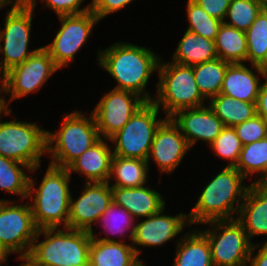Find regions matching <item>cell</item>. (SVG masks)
Segmentation results:
<instances>
[{
    "mask_svg": "<svg viewBox=\"0 0 267 266\" xmlns=\"http://www.w3.org/2000/svg\"><path fill=\"white\" fill-rule=\"evenodd\" d=\"M98 56V65L118 82L114 89L127 90L153 102L145 88L150 75L158 70L161 57L151 49L125 42L99 50Z\"/></svg>",
    "mask_w": 267,
    "mask_h": 266,
    "instance_id": "cell-1",
    "label": "cell"
},
{
    "mask_svg": "<svg viewBox=\"0 0 267 266\" xmlns=\"http://www.w3.org/2000/svg\"><path fill=\"white\" fill-rule=\"evenodd\" d=\"M244 179L235 167L226 166L204 187L196 205L188 214L189 224L236 219L232 213L238 216L249 187L244 185ZM234 203L237 204L235 207Z\"/></svg>",
    "mask_w": 267,
    "mask_h": 266,
    "instance_id": "cell-2",
    "label": "cell"
},
{
    "mask_svg": "<svg viewBox=\"0 0 267 266\" xmlns=\"http://www.w3.org/2000/svg\"><path fill=\"white\" fill-rule=\"evenodd\" d=\"M32 178L29 177L27 200H33L30 207L38 229L58 228L62 223V227L68 228L71 195L69 188L71 175L68 170L49 164L38 188L35 187Z\"/></svg>",
    "mask_w": 267,
    "mask_h": 266,
    "instance_id": "cell-3",
    "label": "cell"
},
{
    "mask_svg": "<svg viewBox=\"0 0 267 266\" xmlns=\"http://www.w3.org/2000/svg\"><path fill=\"white\" fill-rule=\"evenodd\" d=\"M42 234L45 239L38 243ZM91 240L88 231L59 227L38 229L27 257L37 266H89Z\"/></svg>",
    "mask_w": 267,
    "mask_h": 266,
    "instance_id": "cell-4",
    "label": "cell"
},
{
    "mask_svg": "<svg viewBox=\"0 0 267 266\" xmlns=\"http://www.w3.org/2000/svg\"><path fill=\"white\" fill-rule=\"evenodd\" d=\"M61 124L59 130L46 133L47 153L52 158L50 165L66 168L101 137L92 112L86 117L81 111H72Z\"/></svg>",
    "mask_w": 267,
    "mask_h": 266,
    "instance_id": "cell-5",
    "label": "cell"
},
{
    "mask_svg": "<svg viewBox=\"0 0 267 266\" xmlns=\"http://www.w3.org/2000/svg\"><path fill=\"white\" fill-rule=\"evenodd\" d=\"M161 60L157 70L160 78L157 96L153 103L160 109L162 106L166 117L181 109L204 106L206 98L195 82L193 67Z\"/></svg>",
    "mask_w": 267,
    "mask_h": 266,
    "instance_id": "cell-6",
    "label": "cell"
},
{
    "mask_svg": "<svg viewBox=\"0 0 267 266\" xmlns=\"http://www.w3.org/2000/svg\"><path fill=\"white\" fill-rule=\"evenodd\" d=\"M159 108L146 102L109 141L114 145L113 155L147 161L154 135L165 120L157 119Z\"/></svg>",
    "mask_w": 267,
    "mask_h": 266,
    "instance_id": "cell-7",
    "label": "cell"
},
{
    "mask_svg": "<svg viewBox=\"0 0 267 266\" xmlns=\"http://www.w3.org/2000/svg\"><path fill=\"white\" fill-rule=\"evenodd\" d=\"M37 123L0 118V155L28 165L40 167L41 156L47 153V131Z\"/></svg>",
    "mask_w": 267,
    "mask_h": 266,
    "instance_id": "cell-8",
    "label": "cell"
},
{
    "mask_svg": "<svg viewBox=\"0 0 267 266\" xmlns=\"http://www.w3.org/2000/svg\"><path fill=\"white\" fill-rule=\"evenodd\" d=\"M207 224L212 229L201 232L208 239L213 266H248L254 244L250 242L243 225L237 219L213 220Z\"/></svg>",
    "mask_w": 267,
    "mask_h": 266,
    "instance_id": "cell-9",
    "label": "cell"
},
{
    "mask_svg": "<svg viewBox=\"0 0 267 266\" xmlns=\"http://www.w3.org/2000/svg\"><path fill=\"white\" fill-rule=\"evenodd\" d=\"M33 12L34 8L30 5H12L7 12L4 30L0 29V53L4 57L3 61H0L1 77L38 50L27 51ZM1 42L4 44L3 47Z\"/></svg>",
    "mask_w": 267,
    "mask_h": 266,
    "instance_id": "cell-10",
    "label": "cell"
},
{
    "mask_svg": "<svg viewBox=\"0 0 267 266\" xmlns=\"http://www.w3.org/2000/svg\"><path fill=\"white\" fill-rule=\"evenodd\" d=\"M0 200V247L9 254L20 253L19 259L29 255L38 227L30 204H13Z\"/></svg>",
    "mask_w": 267,
    "mask_h": 266,
    "instance_id": "cell-11",
    "label": "cell"
},
{
    "mask_svg": "<svg viewBox=\"0 0 267 266\" xmlns=\"http://www.w3.org/2000/svg\"><path fill=\"white\" fill-rule=\"evenodd\" d=\"M58 18L61 23L60 29L54 40L43 48L55 64L62 68L74 60L76 53L84 46L99 19L91 10L81 14L62 15Z\"/></svg>",
    "mask_w": 267,
    "mask_h": 266,
    "instance_id": "cell-12",
    "label": "cell"
},
{
    "mask_svg": "<svg viewBox=\"0 0 267 266\" xmlns=\"http://www.w3.org/2000/svg\"><path fill=\"white\" fill-rule=\"evenodd\" d=\"M58 69L49 53L43 47L38 48L33 55L2 77L5 93L10 96L7 105L16 98L38 91Z\"/></svg>",
    "mask_w": 267,
    "mask_h": 266,
    "instance_id": "cell-13",
    "label": "cell"
},
{
    "mask_svg": "<svg viewBox=\"0 0 267 266\" xmlns=\"http://www.w3.org/2000/svg\"><path fill=\"white\" fill-rule=\"evenodd\" d=\"M146 102L127 90L112 89L103 95L92 112L100 137L109 140Z\"/></svg>",
    "mask_w": 267,
    "mask_h": 266,
    "instance_id": "cell-14",
    "label": "cell"
},
{
    "mask_svg": "<svg viewBox=\"0 0 267 266\" xmlns=\"http://www.w3.org/2000/svg\"><path fill=\"white\" fill-rule=\"evenodd\" d=\"M80 197L73 201L70 195L68 228L93 233V223L113 202L110 182H85Z\"/></svg>",
    "mask_w": 267,
    "mask_h": 266,
    "instance_id": "cell-15",
    "label": "cell"
},
{
    "mask_svg": "<svg viewBox=\"0 0 267 266\" xmlns=\"http://www.w3.org/2000/svg\"><path fill=\"white\" fill-rule=\"evenodd\" d=\"M190 146L179 127L170 117H166L155 132L148 157L152 158L161 174L171 173L176 169Z\"/></svg>",
    "mask_w": 267,
    "mask_h": 266,
    "instance_id": "cell-16",
    "label": "cell"
},
{
    "mask_svg": "<svg viewBox=\"0 0 267 266\" xmlns=\"http://www.w3.org/2000/svg\"><path fill=\"white\" fill-rule=\"evenodd\" d=\"M163 212L164 208L156 214L146 217V220L135 224L132 242L138 257L141 251L137 249V246L152 247L163 245L165 242L174 239L176 235H179L185 226L188 227L190 225L187 214L181 212L176 216H169L163 214Z\"/></svg>",
    "mask_w": 267,
    "mask_h": 266,
    "instance_id": "cell-17",
    "label": "cell"
},
{
    "mask_svg": "<svg viewBox=\"0 0 267 266\" xmlns=\"http://www.w3.org/2000/svg\"><path fill=\"white\" fill-rule=\"evenodd\" d=\"M170 118L179 127L190 147L197 140L211 144L225 127L213 110L205 105L178 110Z\"/></svg>",
    "mask_w": 267,
    "mask_h": 266,
    "instance_id": "cell-18",
    "label": "cell"
},
{
    "mask_svg": "<svg viewBox=\"0 0 267 266\" xmlns=\"http://www.w3.org/2000/svg\"><path fill=\"white\" fill-rule=\"evenodd\" d=\"M249 240L256 235H267V184L253 182L249 185L236 218Z\"/></svg>",
    "mask_w": 267,
    "mask_h": 266,
    "instance_id": "cell-19",
    "label": "cell"
},
{
    "mask_svg": "<svg viewBox=\"0 0 267 266\" xmlns=\"http://www.w3.org/2000/svg\"><path fill=\"white\" fill-rule=\"evenodd\" d=\"M101 138L92 147L83 152L72 161L66 169L71 175L72 172L83 174L90 182H108L111 172V161L113 150L109 144Z\"/></svg>",
    "mask_w": 267,
    "mask_h": 266,
    "instance_id": "cell-20",
    "label": "cell"
},
{
    "mask_svg": "<svg viewBox=\"0 0 267 266\" xmlns=\"http://www.w3.org/2000/svg\"><path fill=\"white\" fill-rule=\"evenodd\" d=\"M146 185L133 188L111 187L113 201L126 209L134 219L149 217L165 208L164 198Z\"/></svg>",
    "mask_w": 267,
    "mask_h": 266,
    "instance_id": "cell-21",
    "label": "cell"
},
{
    "mask_svg": "<svg viewBox=\"0 0 267 266\" xmlns=\"http://www.w3.org/2000/svg\"><path fill=\"white\" fill-rule=\"evenodd\" d=\"M89 248V266H135L139 261L132 245L93 233ZM96 238V239H95Z\"/></svg>",
    "mask_w": 267,
    "mask_h": 266,
    "instance_id": "cell-22",
    "label": "cell"
},
{
    "mask_svg": "<svg viewBox=\"0 0 267 266\" xmlns=\"http://www.w3.org/2000/svg\"><path fill=\"white\" fill-rule=\"evenodd\" d=\"M258 74L244 63L229 64L223 79L220 94L240 101L256 103L261 88Z\"/></svg>",
    "mask_w": 267,
    "mask_h": 266,
    "instance_id": "cell-23",
    "label": "cell"
},
{
    "mask_svg": "<svg viewBox=\"0 0 267 266\" xmlns=\"http://www.w3.org/2000/svg\"><path fill=\"white\" fill-rule=\"evenodd\" d=\"M172 58V62L186 66L214 60L218 58L215 41L186 30Z\"/></svg>",
    "mask_w": 267,
    "mask_h": 266,
    "instance_id": "cell-24",
    "label": "cell"
},
{
    "mask_svg": "<svg viewBox=\"0 0 267 266\" xmlns=\"http://www.w3.org/2000/svg\"><path fill=\"white\" fill-rule=\"evenodd\" d=\"M184 235L177 241L173 266H213L207 237L201 231L195 230Z\"/></svg>",
    "mask_w": 267,
    "mask_h": 266,
    "instance_id": "cell-25",
    "label": "cell"
},
{
    "mask_svg": "<svg viewBox=\"0 0 267 266\" xmlns=\"http://www.w3.org/2000/svg\"><path fill=\"white\" fill-rule=\"evenodd\" d=\"M148 165V162L142 159L113 155L108 182H111L112 178L115 183L110 187L133 188L145 185L148 180Z\"/></svg>",
    "mask_w": 267,
    "mask_h": 266,
    "instance_id": "cell-26",
    "label": "cell"
},
{
    "mask_svg": "<svg viewBox=\"0 0 267 266\" xmlns=\"http://www.w3.org/2000/svg\"><path fill=\"white\" fill-rule=\"evenodd\" d=\"M218 58L233 63L246 62V33L222 22L215 38Z\"/></svg>",
    "mask_w": 267,
    "mask_h": 266,
    "instance_id": "cell-27",
    "label": "cell"
},
{
    "mask_svg": "<svg viewBox=\"0 0 267 266\" xmlns=\"http://www.w3.org/2000/svg\"><path fill=\"white\" fill-rule=\"evenodd\" d=\"M210 99L209 107L225 127L234 128L256 115V103L240 101L223 94H218Z\"/></svg>",
    "mask_w": 267,
    "mask_h": 266,
    "instance_id": "cell-28",
    "label": "cell"
},
{
    "mask_svg": "<svg viewBox=\"0 0 267 266\" xmlns=\"http://www.w3.org/2000/svg\"><path fill=\"white\" fill-rule=\"evenodd\" d=\"M245 33L247 40L246 61H249L261 76L260 66L267 59V5Z\"/></svg>",
    "mask_w": 267,
    "mask_h": 266,
    "instance_id": "cell-29",
    "label": "cell"
},
{
    "mask_svg": "<svg viewBox=\"0 0 267 266\" xmlns=\"http://www.w3.org/2000/svg\"><path fill=\"white\" fill-rule=\"evenodd\" d=\"M230 63L220 58L193 65L195 82L200 93L207 99L220 94L223 79Z\"/></svg>",
    "mask_w": 267,
    "mask_h": 266,
    "instance_id": "cell-30",
    "label": "cell"
},
{
    "mask_svg": "<svg viewBox=\"0 0 267 266\" xmlns=\"http://www.w3.org/2000/svg\"><path fill=\"white\" fill-rule=\"evenodd\" d=\"M235 168L247 178L256 172L261 174L257 181L267 184V137L244 145ZM247 176V177H246Z\"/></svg>",
    "mask_w": 267,
    "mask_h": 266,
    "instance_id": "cell-31",
    "label": "cell"
},
{
    "mask_svg": "<svg viewBox=\"0 0 267 266\" xmlns=\"http://www.w3.org/2000/svg\"><path fill=\"white\" fill-rule=\"evenodd\" d=\"M28 172H34L38 166L30 168L28 165L14 161L12 159L5 158L0 155V188L6 192L17 194L22 197L21 199H27L29 177L26 175L25 170Z\"/></svg>",
    "mask_w": 267,
    "mask_h": 266,
    "instance_id": "cell-32",
    "label": "cell"
},
{
    "mask_svg": "<svg viewBox=\"0 0 267 266\" xmlns=\"http://www.w3.org/2000/svg\"><path fill=\"white\" fill-rule=\"evenodd\" d=\"M265 6L261 0H231L225 16L230 21L223 23L246 32Z\"/></svg>",
    "mask_w": 267,
    "mask_h": 266,
    "instance_id": "cell-33",
    "label": "cell"
},
{
    "mask_svg": "<svg viewBox=\"0 0 267 266\" xmlns=\"http://www.w3.org/2000/svg\"><path fill=\"white\" fill-rule=\"evenodd\" d=\"M186 11L189 21L187 30L215 41L222 21L211 17L193 0H188Z\"/></svg>",
    "mask_w": 267,
    "mask_h": 266,
    "instance_id": "cell-34",
    "label": "cell"
},
{
    "mask_svg": "<svg viewBox=\"0 0 267 266\" xmlns=\"http://www.w3.org/2000/svg\"><path fill=\"white\" fill-rule=\"evenodd\" d=\"M101 221L105 232H111V234H126V230L130 228L131 230L127 231H130L129 240L132 241L135 229L134 218L126 209L117 205L114 201L98 219V222L101 223Z\"/></svg>",
    "mask_w": 267,
    "mask_h": 266,
    "instance_id": "cell-35",
    "label": "cell"
},
{
    "mask_svg": "<svg viewBox=\"0 0 267 266\" xmlns=\"http://www.w3.org/2000/svg\"><path fill=\"white\" fill-rule=\"evenodd\" d=\"M216 156L230 160L227 166L235 167L242 150V143L233 127H224L221 133L210 144Z\"/></svg>",
    "mask_w": 267,
    "mask_h": 266,
    "instance_id": "cell-36",
    "label": "cell"
},
{
    "mask_svg": "<svg viewBox=\"0 0 267 266\" xmlns=\"http://www.w3.org/2000/svg\"><path fill=\"white\" fill-rule=\"evenodd\" d=\"M234 129L243 146L267 137V121L258 114L235 126Z\"/></svg>",
    "mask_w": 267,
    "mask_h": 266,
    "instance_id": "cell-37",
    "label": "cell"
},
{
    "mask_svg": "<svg viewBox=\"0 0 267 266\" xmlns=\"http://www.w3.org/2000/svg\"><path fill=\"white\" fill-rule=\"evenodd\" d=\"M42 2H46V8H51L55 11L57 16L62 15H74V14H81L89 11L91 6H86L85 8H80L82 2L84 0H41ZM36 0H34L30 6L32 8L36 7Z\"/></svg>",
    "mask_w": 267,
    "mask_h": 266,
    "instance_id": "cell-38",
    "label": "cell"
},
{
    "mask_svg": "<svg viewBox=\"0 0 267 266\" xmlns=\"http://www.w3.org/2000/svg\"><path fill=\"white\" fill-rule=\"evenodd\" d=\"M134 0H92L91 11L98 17L99 20L105 16L115 13L122 8H125Z\"/></svg>",
    "mask_w": 267,
    "mask_h": 266,
    "instance_id": "cell-39",
    "label": "cell"
},
{
    "mask_svg": "<svg viewBox=\"0 0 267 266\" xmlns=\"http://www.w3.org/2000/svg\"><path fill=\"white\" fill-rule=\"evenodd\" d=\"M207 14L220 21H224L231 0H193Z\"/></svg>",
    "mask_w": 267,
    "mask_h": 266,
    "instance_id": "cell-40",
    "label": "cell"
},
{
    "mask_svg": "<svg viewBox=\"0 0 267 266\" xmlns=\"http://www.w3.org/2000/svg\"><path fill=\"white\" fill-rule=\"evenodd\" d=\"M260 246L258 244L253 245L249 257V266H267V242H264V245L260 248L259 252L252 257V254Z\"/></svg>",
    "mask_w": 267,
    "mask_h": 266,
    "instance_id": "cell-41",
    "label": "cell"
},
{
    "mask_svg": "<svg viewBox=\"0 0 267 266\" xmlns=\"http://www.w3.org/2000/svg\"><path fill=\"white\" fill-rule=\"evenodd\" d=\"M261 85L257 102H256V114L263 117L267 121V80L265 79Z\"/></svg>",
    "mask_w": 267,
    "mask_h": 266,
    "instance_id": "cell-42",
    "label": "cell"
},
{
    "mask_svg": "<svg viewBox=\"0 0 267 266\" xmlns=\"http://www.w3.org/2000/svg\"><path fill=\"white\" fill-rule=\"evenodd\" d=\"M1 89H0V94L1 93H5V87H4V84H3V82L1 83ZM5 97L3 96V97H0V118H2L1 117V114L2 113H4V115H9V114H11V109L10 108H8L7 106V104H6V99H4Z\"/></svg>",
    "mask_w": 267,
    "mask_h": 266,
    "instance_id": "cell-43",
    "label": "cell"
},
{
    "mask_svg": "<svg viewBox=\"0 0 267 266\" xmlns=\"http://www.w3.org/2000/svg\"><path fill=\"white\" fill-rule=\"evenodd\" d=\"M34 0H7L12 5H30Z\"/></svg>",
    "mask_w": 267,
    "mask_h": 266,
    "instance_id": "cell-44",
    "label": "cell"
},
{
    "mask_svg": "<svg viewBox=\"0 0 267 266\" xmlns=\"http://www.w3.org/2000/svg\"><path fill=\"white\" fill-rule=\"evenodd\" d=\"M9 256V253L4 250L3 248L0 247V266L1 264L4 262L8 263L7 262V257Z\"/></svg>",
    "mask_w": 267,
    "mask_h": 266,
    "instance_id": "cell-45",
    "label": "cell"
},
{
    "mask_svg": "<svg viewBox=\"0 0 267 266\" xmlns=\"http://www.w3.org/2000/svg\"><path fill=\"white\" fill-rule=\"evenodd\" d=\"M261 68V72H262V76L263 78H265L267 80V59L263 62V64L260 66Z\"/></svg>",
    "mask_w": 267,
    "mask_h": 266,
    "instance_id": "cell-46",
    "label": "cell"
},
{
    "mask_svg": "<svg viewBox=\"0 0 267 266\" xmlns=\"http://www.w3.org/2000/svg\"><path fill=\"white\" fill-rule=\"evenodd\" d=\"M20 260H23L25 262H23L21 265L22 266H37L35 265L28 257L26 258H23V259H20Z\"/></svg>",
    "mask_w": 267,
    "mask_h": 266,
    "instance_id": "cell-47",
    "label": "cell"
},
{
    "mask_svg": "<svg viewBox=\"0 0 267 266\" xmlns=\"http://www.w3.org/2000/svg\"><path fill=\"white\" fill-rule=\"evenodd\" d=\"M7 5H8L7 0H0V9Z\"/></svg>",
    "mask_w": 267,
    "mask_h": 266,
    "instance_id": "cell-48",
    "label": "cell"
},
{
    "mask_svg": "<svg viewBox=\"0 0 267 266\" xmlns=\"http://www.w3.org/2000/svg\"><path fill=\"white\" fill-rule=\"evenodd\" d=\"M135 266H145V265H143V263L140 260Z\"/></svg>",
    "mask_w": 267,
    "mask_h": 266,
    "instance_id": "cell-49",
    "label": "cell"
},
{
    "mask_svg": "<svg viewBox=\"0 0 267 266\" xmlns=\"http://www.w3.org/2000/svg\"><path fill=\"white\" fill-rule=\"evenodd\" d=\"M261 1H263L267 5V0H261Z\"/></svg>",
    "mask_w": 267,
    "mask_h": 266,
    "instance_id": "cell-50",
    "label": "cell"
}]
</instances>
